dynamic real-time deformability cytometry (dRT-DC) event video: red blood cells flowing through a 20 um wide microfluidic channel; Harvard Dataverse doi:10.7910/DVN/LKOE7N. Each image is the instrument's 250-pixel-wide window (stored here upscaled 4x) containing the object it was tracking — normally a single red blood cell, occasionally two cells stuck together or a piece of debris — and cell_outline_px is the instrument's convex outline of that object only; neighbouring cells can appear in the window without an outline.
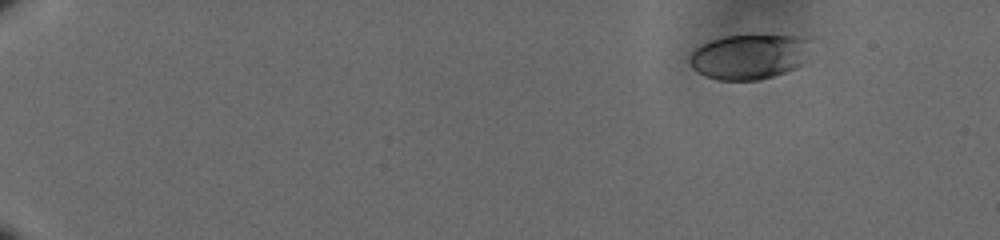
{"species": "human", "species_latin": "Homo sapiens", "temperature_condition": "cold", "stored_images_in_passage": 53, "camera_frame_rate_fps": 3000, "um_per_image_px": 0.085, "donor": {"sex": "male"}, "frame": {"image": 1, "passage_image": 1, "time_ms": 0.0, "image_size_px": [1000, 240], "cell_outline_px": [[808, 36], [804, 64], [796, 68], [760, 80], [716, 80], [704, 76], [692, 68], [688, 60], [688, 56], [696, 48], [712, 40], [724, 36]], "centroid_in_image_um": [63.63, 4.84], "position_along_channel_um": 21.4, "area_um2": 31.56}}
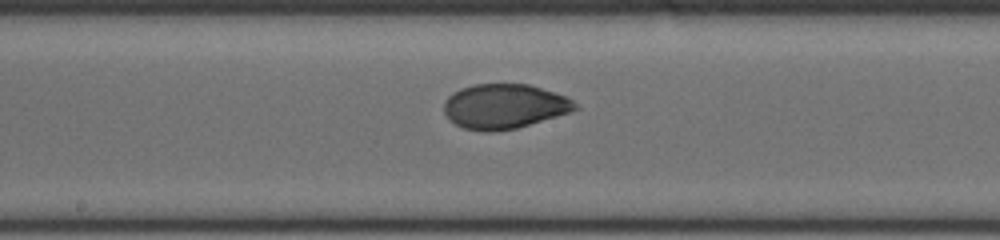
{"frame": {"image": 2, "passage_image": 29, "time_ms": 9.333, "image_size_px": [1000, 240], "cell_outline_px": [[580, 108], [556, 116], [516, 128], [492, 132], [484, 132], [464, 128], [456, 124], [444, 112], [444, 100], [452, 92], [460, 88], [472, 84], [528, 84], [564, 96], [572, 100]], "centroid_in_image_um": [42.82, 9.03], "position_along_channel_um": 205.4, "area_um2": 33.87}}
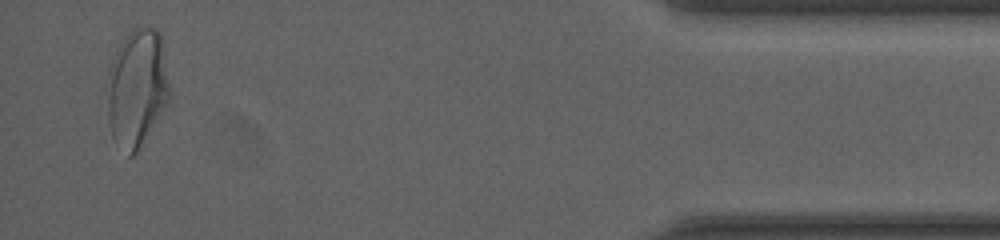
{"frame": {"image": 3, "passage_image": 52, "time_ms": 17.0, "image_size_px": [1000, 240], "cell_outline_px": [[172, 96], [168, 104], [136, 152], [132, 156], [128, 156], [112, 136], [108, 116], [108, 72], [112, 60], [124, 36], [132, 28], [140, 24], [156, 28], [160, 32], [172, 92]], "centroid_in_image_um": [11.69, 7.41], "position_along_channel_um": 423.5, "area_um2": 43.29}, "authors_computed_cell_mechanics": {"area_um2": 34.102, "velocity_mm_per_s": 3.6152, "shape_relaxation_time_tau1_ms": 6.5549, "shape_relaxation_time_tau2_ms": null, "deformation_change_tau1": 0.191, "deformation_change_tau2": null}}